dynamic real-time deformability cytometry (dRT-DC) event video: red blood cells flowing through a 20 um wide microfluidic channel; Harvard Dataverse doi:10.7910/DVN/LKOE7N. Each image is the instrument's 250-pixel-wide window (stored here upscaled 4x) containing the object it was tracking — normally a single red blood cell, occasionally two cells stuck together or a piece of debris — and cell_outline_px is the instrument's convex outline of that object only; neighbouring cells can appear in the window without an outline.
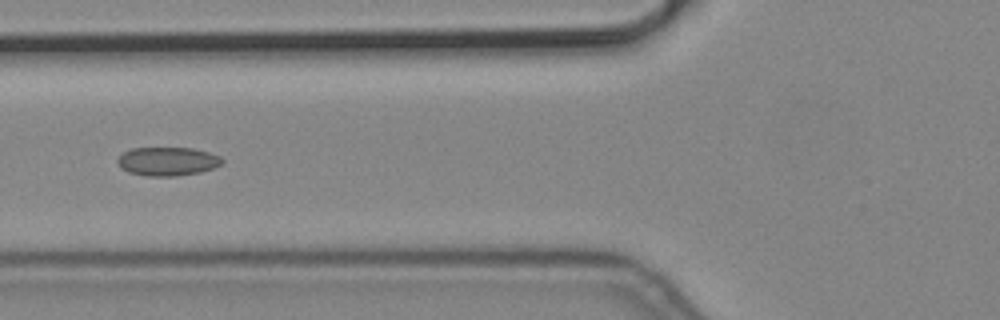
{"species": "common noctule bat (a hibernating species)", "species_latin": "Nyctalus noctula", "temperature_condition": "cold", "stored_images_in_passage": 9, "camera_frame_rate_fps": 3000, "um_per_image_px": 0.085, "animal": {"sex": "male", "body_mass_g": 19.2, "forearm_length_mm": 51.8}, "frame": {"image": 1, "passage_image": 4, "time_ms": 1.0, "image_size_px": [1000, 320], "cell_outline_px": [[224, 160], [220, 164], [212, 168], [200, 172], [176, 176], [148, 176], [128, 172], [120, 168], [116, 160], [124, 152], [132, 148], [192, 148], [208, 152], [220, 156]], "centroid_in_image_um": [14.22, 13.72], "position_along_channel_um": 111.6, "area_um2": 17.4}}
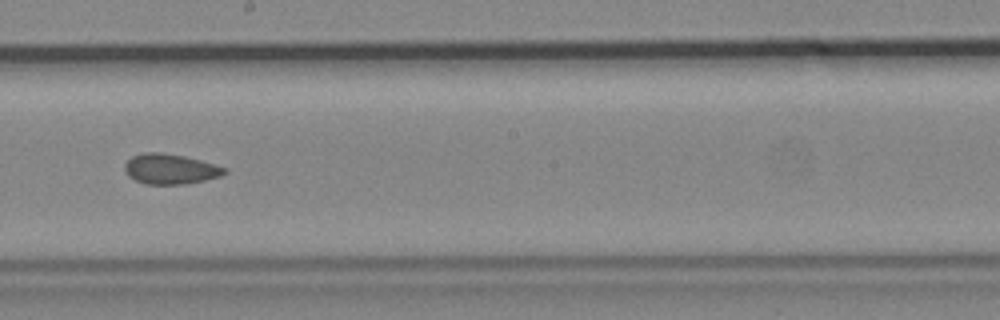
{"frame": {"image": 2, "passage_image": 7, "time_ms": 2.0, "image_size_px": [1000, 320], "cell_outline_px": [[228, 172], [220, 176], [204, 180], [184, 184], [144, 184], [128, 176], [124, 168], [124, 164], [132, 156], [144, 152], [160, 152], [184, 156], [200, 160], [228, 168]], "centroid_in_image_um": [14.47, 14.36], "position_along_channel_um": 233.7, "area_um2": 17.57}}
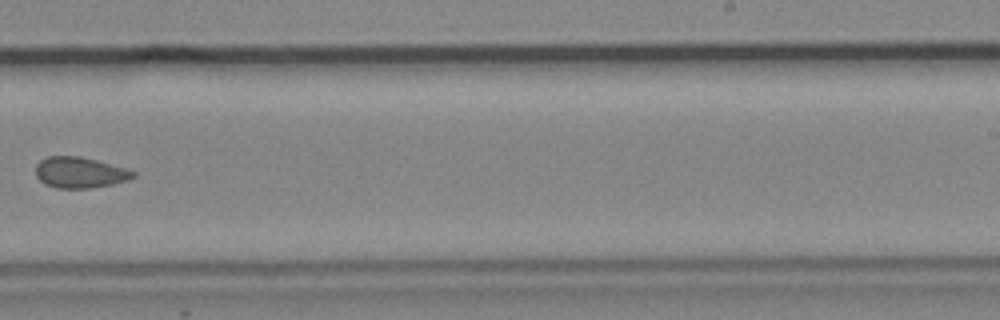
{"frame": {"image": 3, "passage_image": 8, "time_ms": 2.333, "image_size_px": [1000, 320], "cell_outline_px": [[136, 176], [128, 180], [112, 184], [88, 188], [56, 188], [44, 184], [36, 176], [36, 164], [40, 160], [48, 156], [80, 156], [96, 160], [124, 168], [136, 172]], "centroid_in_image_um": [6.76, 14.66], "position_along_channel_um": 282.2, "area_um2": 17.51}}